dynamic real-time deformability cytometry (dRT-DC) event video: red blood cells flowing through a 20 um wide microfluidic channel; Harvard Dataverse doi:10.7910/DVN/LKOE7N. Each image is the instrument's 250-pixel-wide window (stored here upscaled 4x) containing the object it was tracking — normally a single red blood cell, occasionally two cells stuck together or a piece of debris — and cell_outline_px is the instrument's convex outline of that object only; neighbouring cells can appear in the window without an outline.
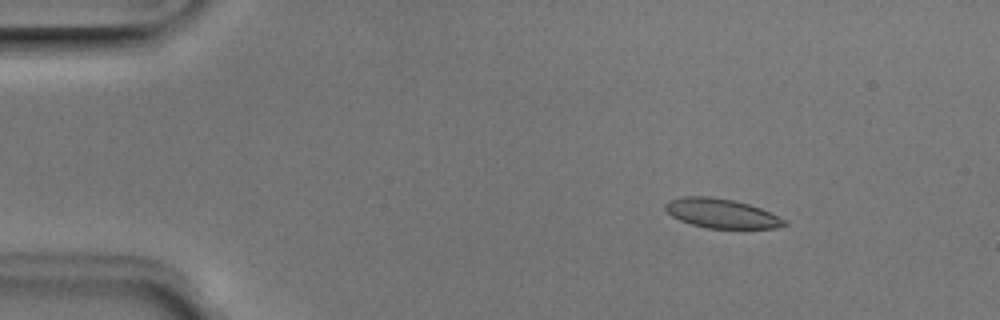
{"species": "Egyptian fruit bat (a non-hibernating species)", "species_latin": "Rousettus aegyptiacus", "temperature_condition": "room temperature", "stored_images_in_passage": 4, "camera_frame_rate_fps": 3000, "um_per_image_px": 0.085, "animal": {"sex": "male"}, "frame": {"image": 1, "passage_image": 2, "time_ms": 0.333, "image_size_px": [1000, 320], "cell_outline_px": [[788, 224], [776, 228], [708, 228], [692, 224], [680, 220], [672, 216], [664, 208], [664, 204], [668, 200], [684, 196], [712, 196], [732, 200], [748, 204], [760, 208], [788, 220]], "centroid_in_image_um": [61.33, 18.13], "position_along_channel_um": 23.7, "area_um2": 20.35}}